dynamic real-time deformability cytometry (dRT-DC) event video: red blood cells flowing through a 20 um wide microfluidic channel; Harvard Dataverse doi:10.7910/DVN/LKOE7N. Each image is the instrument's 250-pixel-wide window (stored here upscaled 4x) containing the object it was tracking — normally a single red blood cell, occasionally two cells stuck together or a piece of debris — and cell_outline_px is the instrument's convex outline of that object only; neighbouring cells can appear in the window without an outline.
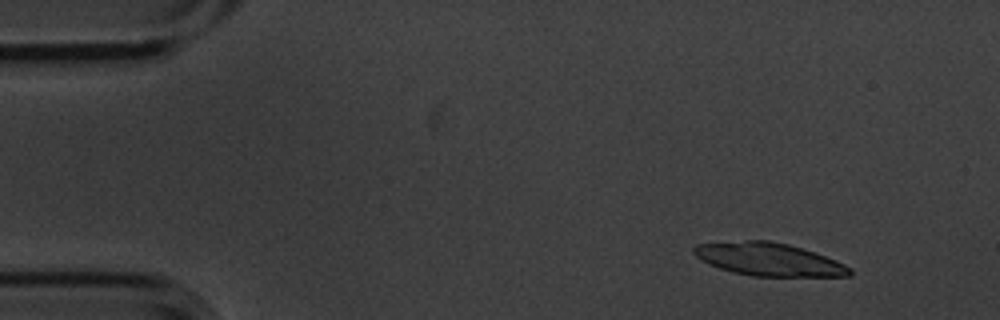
{"species": "common noctule bat (a hibernating species)", "species_latin": "Nyctalus noctula", "temperature_condition": "cold", "stored_images_in_passage": 6, "camera_frame_rate_fps": 3000, "um_per_image_px": 0.085, "animal": {"sex": "male", "body_mass_g": 20.1, "forearm_length_mm": 53.5}, "frame": {"image": 1, "passage_image": 1, "time_ms": 0.0, "image_size_px": [1000, 320], "cell_outline_px": [[852, 276], [752, 276], [732, 272], [720, 268], [700, 260], [692, 252], [692, 248], [696, 244], [744, 240], [768, 240], [788, 244], [836, 260], [852, 268]], "centroid_in_image_um": [65.32, 22.04], "position_along_channel_um": 19.7, "area_um2": 29.82}}